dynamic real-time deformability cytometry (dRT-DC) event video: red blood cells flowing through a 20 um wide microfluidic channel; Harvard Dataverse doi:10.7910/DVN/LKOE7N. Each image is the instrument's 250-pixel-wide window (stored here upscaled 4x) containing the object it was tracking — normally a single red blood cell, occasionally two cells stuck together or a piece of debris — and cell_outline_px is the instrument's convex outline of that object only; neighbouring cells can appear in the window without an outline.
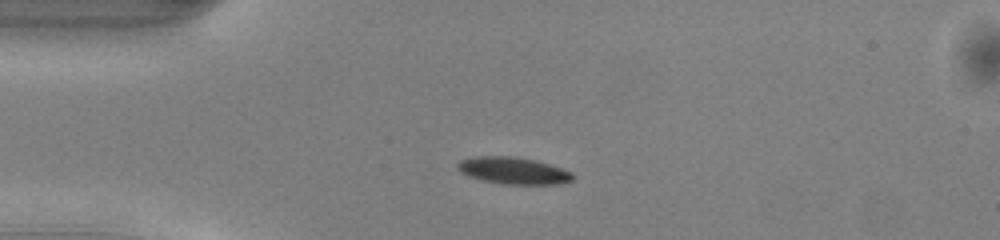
{"species": "common noctule bat (a hibernating species)", "species_latin": "Nyctalus noctula", "temperature_condition": "warm", "stored_images_in_passage": 39, "camera_frame_rate_fps": 3000, "um_per_image_px": 0.085, "animal": {"sex": "male", "body_mass_g": 13.0, "forearm_length_mm": 53.1}, "frame": {"image": 1, "passage_image": 1, "time_ms": 0.0, "image_size_px": [1000, 240], "cell_outline_px": [[576, 176], [572, 180], [556, 184], [504, 184], [480, 180], [468, 176], [460, 172], [456, 168], [456, 164], [460, 160], [476, 156], [512, 156], [536, 160], [572, 172]], "centroid_in_image_um": [43.59, 14.5], "position_along_channel_um": 41.4, "area_um2": 18.15}}
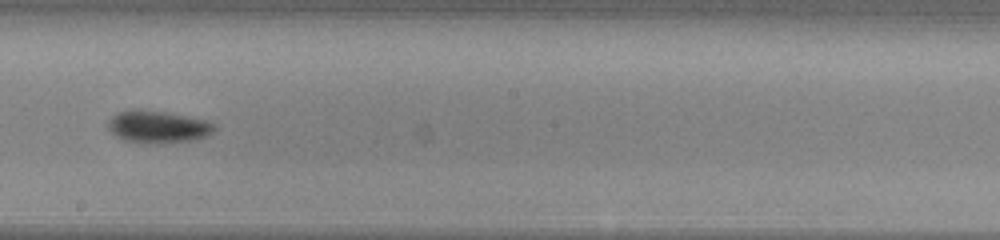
{"frame": {"image": 2, "passage_image": 17, "time_ms": 5.333, "image_size_px": [1000, 240], "cell_outline_px": [[216, 128], [208, 136], [196, 140], [156, 144], [124, 140], [116, 136], [108, 128], [108, 120], [116, 112], [132, 108], [136, 108], [164, 112], [204, 120], [216, 124]], "centroid_in_image_um": [13.4, 10.77], "position_along_channel_um": 234.8, "area_um2": 20.17}}
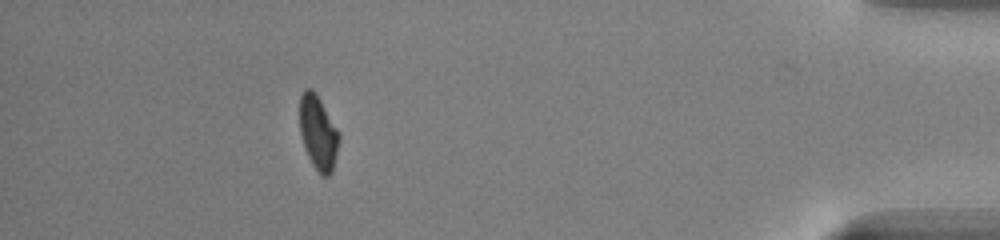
{"frame": {"image": 3, "passage_image": 34, "time_ms": 11.0, "image_size_px": [1000, 240], "cell_outline_px": [[340, 140], [332, 172], [328, 176], [320, 176], [312, 164], [308, 156], [300, 132], [300, 96], [304, 88], [312, 88], [320, 100], [340, 132]], "centroid_in_image_um": [27.06, 11.29], "position_along_channel_um": 408.1, "area_um2": 17.05}, "authors_computed_cell_mechanics": {"area_um2": 18.2648, "velocity_mm_per_s": 4.0922, "shape_relaxation_time_tau1_ms": 2.6675, "shape_relaxation_time_tau2_ms": 3.8774, "deformation_change_tau1": 0.133, "deformation_change_tau2": 0.0897}}